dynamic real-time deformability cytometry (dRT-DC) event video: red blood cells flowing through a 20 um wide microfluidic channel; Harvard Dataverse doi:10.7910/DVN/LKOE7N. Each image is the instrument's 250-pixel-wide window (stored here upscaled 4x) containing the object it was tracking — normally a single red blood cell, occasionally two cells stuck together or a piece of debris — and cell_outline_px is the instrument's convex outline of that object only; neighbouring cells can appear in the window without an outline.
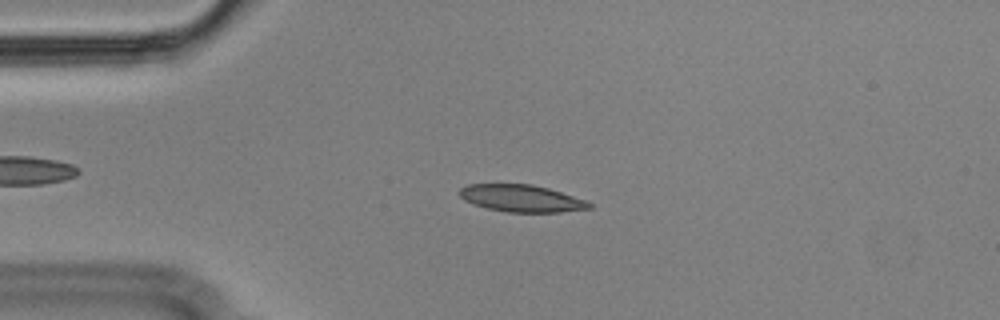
{"species": "Egyptian fruit bat (a non-hibernating species)", "species_latin": "Rousettus aegyptiacus", "temperature_condition": "cold", "stored_images_in_passage": 55, "camera_frame_rate_fps": 3000, "um_per_image_px": 0.085, "animal": {"sex": "male"}, "frame": {"image": 1, "passage_image": 12, "time_ms": 3.667, "image_size_px": [1000, 320], "cell_outline_px": [[592, 208], [560, 212], [508, 212], [488, 208], [472, 204], [464, 200], [456, 192], [460, 188], [468, 184], [532, 184], [548, 188], [588, 200], [592, 204]], "centroid_in_image_um": [44.32, 16.85], "position_along_channel_um": 40.7, "area_um2": 20.63}}
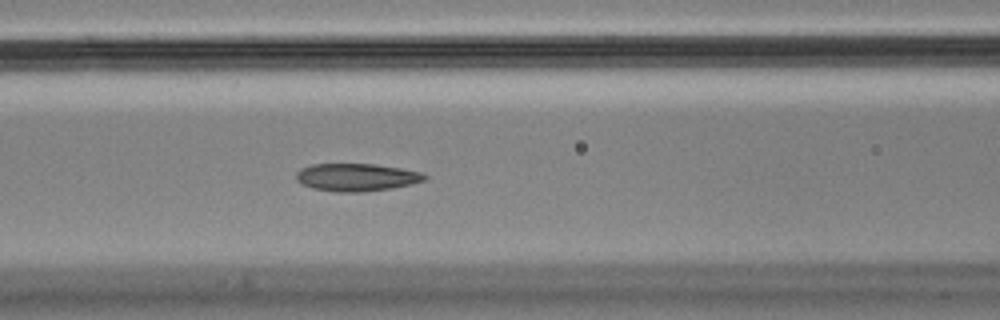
{"frame": {"image": 2, "passage_image": 22, "time_ms": 7.0, "image_size_px": [1000, 320], "cell_outline_px": [[428, 176], [424, 180], [412, 184], [392, 188], [360, 192], [336, 192], [312, 188], [296, 180], [296, 172], [300, 168], [312, 164], [372, 164], [400, 168], [420, 172]], "centroid_in_image_um": [30.28, 15.07], "position_along_channel_um": 136.3, "area_um2": 20.63}}
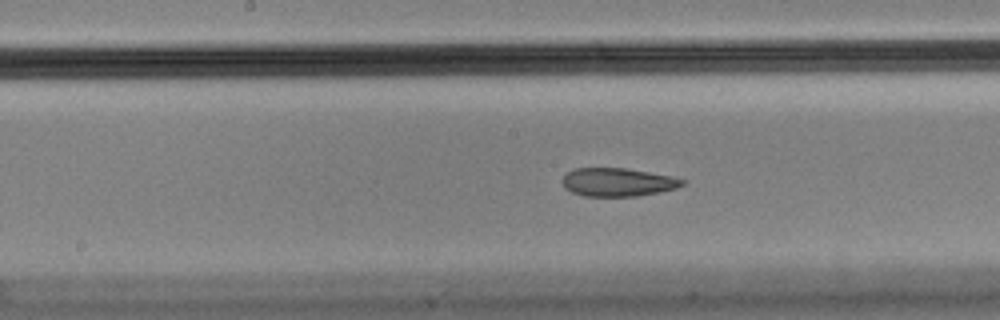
{"frame": {"image": 3, "passage_image": 27, "time_ms": 8.667, "image_size_px": [1000, 320], "cell_outline_px": [[688, 180], [684, 184], [676, 188], [660, 192], [636, 196], [584, 196], [572, 192], [564, 188], [560, 180], [572, 168], [624, 168], [672, 176]], "centroid_in_image_um": [52.5, 15.48], "position_along_channel_um": 195.7, "area_um2": 19.94}, "authors_computed_cell_mechanics": {"area_um2": 20.9236, "velocity_mm_per_s": 3.5586, "shape_relaxation_time_tau1_ms": null, "shape_relaxation_time_tau2_ms": 2.5463, "deformation_change_tau1": null, "deformation_change_tau2": 0.0867}}